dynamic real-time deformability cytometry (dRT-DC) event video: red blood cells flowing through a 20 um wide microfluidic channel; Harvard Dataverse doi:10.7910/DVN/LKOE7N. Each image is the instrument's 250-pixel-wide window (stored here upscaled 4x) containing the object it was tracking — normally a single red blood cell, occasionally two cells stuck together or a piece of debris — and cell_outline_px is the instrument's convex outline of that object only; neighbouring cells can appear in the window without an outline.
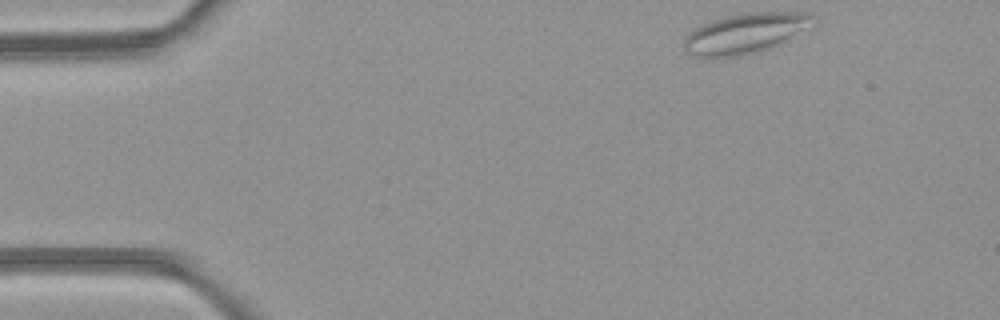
{"species": "common noctule bat (a hibernating species)", "species_latin": "Nyctalus noctula", "temperature_condition": "room temperature", "stored_images_in_passage": 4, "camera_frame_rate_fps": 3000, "um_per_image_px": 0.085, "animal": {"sex": "female", "body_mass_g": 21.9}, "frame": {"image": 1, "passage_image": 1, "time_ms": 0.0, "image_size_px": [1000, 320], "cell_outline_px": [[816, 24], [780, 44], [756, 52], [740, 56], [696, 56], [684, 52], [684, 40], [700, 24], [712, 20], [744, 12], [808, 12], [816, 16]], "centroid_in_image_um": [63.43, 2.81], "position_along_channel_um": 21.6, "area_um2": 30.23}}